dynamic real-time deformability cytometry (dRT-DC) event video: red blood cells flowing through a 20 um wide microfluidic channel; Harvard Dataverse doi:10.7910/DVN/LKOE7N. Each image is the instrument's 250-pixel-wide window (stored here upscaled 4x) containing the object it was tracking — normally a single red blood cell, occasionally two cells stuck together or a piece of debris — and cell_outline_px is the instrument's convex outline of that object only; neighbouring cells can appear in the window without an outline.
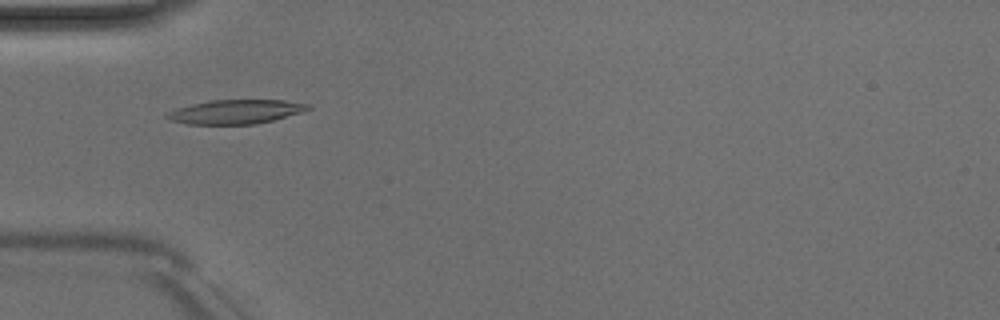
{"species": "Egyptian fruit bat (a non-hibernating species)", "species_latin": "Rousettus aegyptiacus", "temperature_condition": "room temperature", "stored_images_in_passage": 7, "camera_frame_rate_fps": 3000, "um_per_image_px": 0.085, "animal": {"sex": "male"}, "frame": {"image": 1, "passage_image": 4, "time_ms": 3.667, "image_size_px": [1000, 320], "cell_outline_px": [[312, 108], [300, 112], [272, 120], [256, 124], [188, 124], [168, 120], [164, 116], [168, 112], [176, 108], [192, 104], [212, 100], [284, 100], [308, 104]], "centroid_in_image_um": [19.98, 9.5], "position_along_channel_um": 65.0, "area_um2": 19.65}}
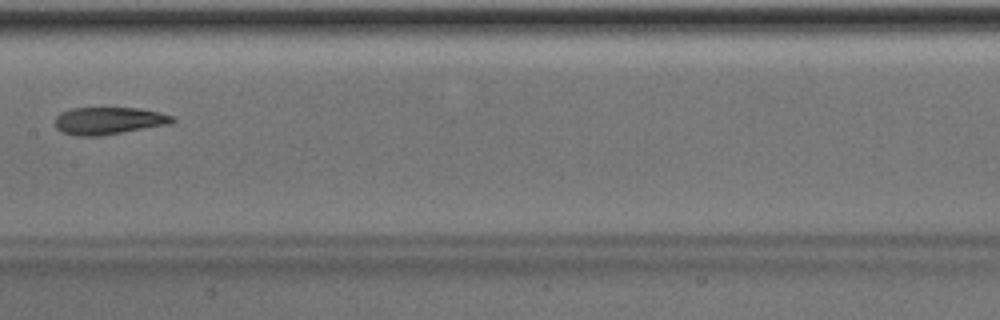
{"frame": {"image": 2, "passage_image": 7, "time_ms": 7.0, "image_size_px": [1000, 320], "cell_outline_px": [[176, 120], [172, 124], [100, 136], [76, 136], [60, 132], [56, 128], [56, 116], [60, 112], [72, 108], [140, 108], [160, 112], [172, 116]], "centroid_in_image_um": [9.25, 10.27], "position_along_channel_um": 198.2, "area_um2": 18.9}}